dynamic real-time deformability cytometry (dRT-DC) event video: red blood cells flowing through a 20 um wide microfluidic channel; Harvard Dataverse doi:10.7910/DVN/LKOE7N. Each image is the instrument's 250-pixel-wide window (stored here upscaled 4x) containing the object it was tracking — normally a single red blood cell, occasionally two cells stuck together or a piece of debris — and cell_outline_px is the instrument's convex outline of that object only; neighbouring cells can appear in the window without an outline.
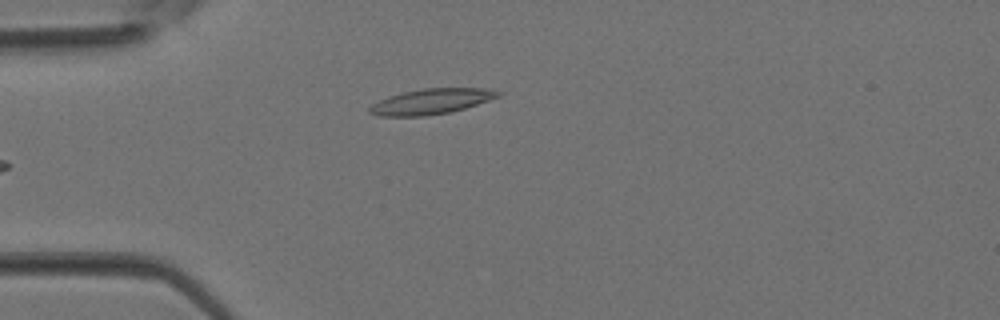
{"species": "Egyptian fruit bat (a non-hibernating species)", "species_latin": "Rousettus aegyptiacus", "temperature_condition": "room temperature", "stored_images_in_passage": 3, "camera_frame_rate_fps": 3000, "um_per_image_px": 0.085, "animal": {"sex": "female"}, "frame": {"image": 1, "passage_image": 3, "time_ms": 0.667, "image_size_px": [1000, 320], "cell_outline_px": [[504, 92], [500, 96], [452, 112], [424, 116], [376, 116], [368, 112], [368, 108], [372, 104], [388, 96], [420, 88], [480, 88]], "centroid_in_image_um": [36.62, 8.63], "position_along_channel_um": 48.4, "area_um2": 19.02}}